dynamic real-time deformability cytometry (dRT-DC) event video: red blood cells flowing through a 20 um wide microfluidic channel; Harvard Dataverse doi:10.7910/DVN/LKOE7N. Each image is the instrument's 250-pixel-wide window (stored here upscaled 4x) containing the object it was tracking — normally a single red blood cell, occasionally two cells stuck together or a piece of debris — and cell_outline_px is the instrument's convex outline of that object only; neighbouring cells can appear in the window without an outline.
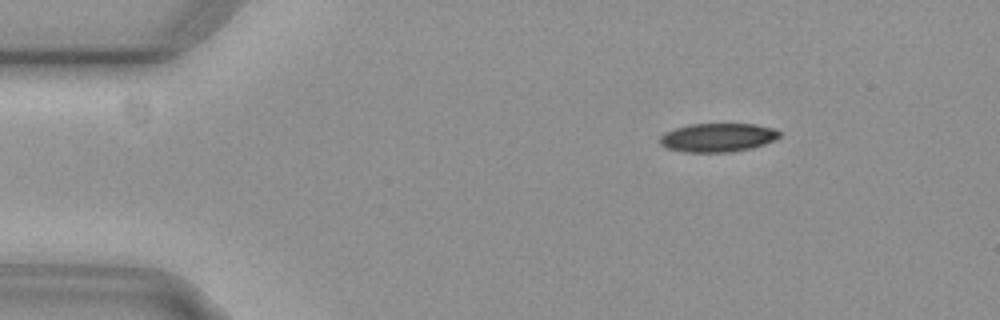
{"species": "common noctule bat (a hibernating species)", "species_latin": "Nyctalus noctula", "temperature_condition": "cold", "stored_images_in_passage": 4, "camera_frame_rate_fps": 3000, "um_per_image_px": 0.085, "animal": {"sex": "female", "body_mass_g": 29.2, "forearm_length_mm": 56.3}, "frame": {"image": 1, "passage_image": 1, "time_ms": 0.0, "image_size_px": [1000, 320], "cell_outline_px": [[780, 136], [764, 144], [752, 148], [728, 152], [684, 152], [668, 148], [660, 144], [660, 136], [664, 132], [676, 128], [692, 124], [756, 124], [772, 128], [780, 132]], "centroid_in_image_um": [60.99, 11.69], "position_along_channel_um": 24.0, "area_um2": 19.83}}